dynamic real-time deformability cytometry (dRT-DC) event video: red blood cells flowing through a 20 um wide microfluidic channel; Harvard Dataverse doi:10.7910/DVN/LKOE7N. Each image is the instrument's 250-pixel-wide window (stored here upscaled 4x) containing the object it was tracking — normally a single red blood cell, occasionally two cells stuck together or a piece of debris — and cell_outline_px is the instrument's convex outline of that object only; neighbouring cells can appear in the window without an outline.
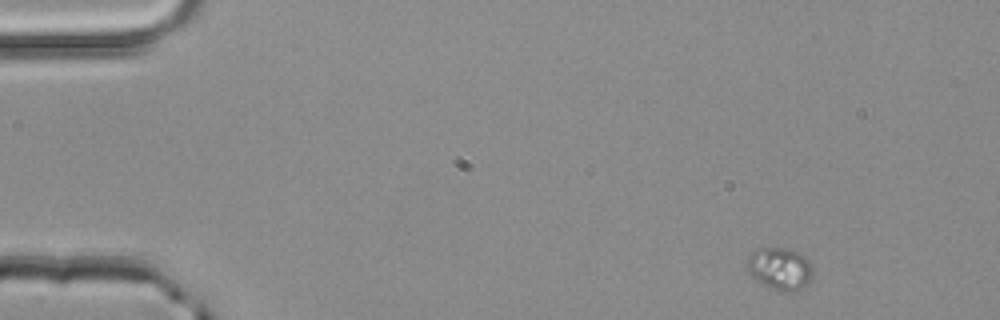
{"species": "common noctule bat (a hibernating species)", "species_latin": "Nyctalus noctula", "temperature_condition": "room temperature", "stored_images_in_passage": 3, "segment_of_instrument_passage": [1, 2], "camera_frame_rate_fps": 3000, "um_per_image_px": 0.085, "animal": {"sex": "male", "body_mass_g": 20.4}, "frame": {"image": 1, "passage_image": 1, "time_ms": 0.0, "image_size_px": [1000, 320], "cell_outline_px": [[812, 276], [796, 292], [784, 292], [772, 288], [756, 280], [748, 272], [748, 256], [752, 252], [760, 248], [780, 248], [796, 252], [804, 256], [808, 260], [812, 268]], "centroid_in_image_um": [66.28, 22.84], "position_along_channel_um": 18.7, "area_um2": 15.78}}